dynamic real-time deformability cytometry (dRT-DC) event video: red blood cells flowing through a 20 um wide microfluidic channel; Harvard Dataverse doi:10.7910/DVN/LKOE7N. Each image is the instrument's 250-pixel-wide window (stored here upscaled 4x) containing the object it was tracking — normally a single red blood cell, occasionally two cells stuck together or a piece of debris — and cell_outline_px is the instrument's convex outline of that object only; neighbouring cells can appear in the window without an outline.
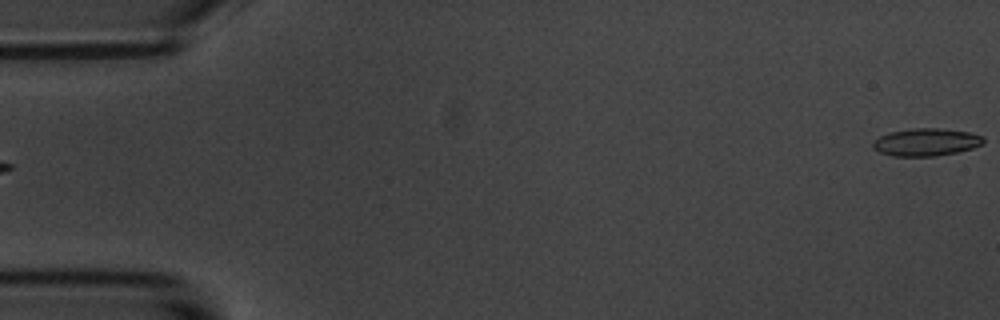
{"species": "common noctule bat (a hibernating species)", "species_latin": "Nyctalus noctula", "temperature_condition": "room temperature", "stored_images_in_passage": 4, "segment_of_instrument_passage": [2, 2], "camera_frame_rate_fps": 3000, "um_per_image_px": 0.085, "animal": {"sex": "male", "body_mass_g": 20.1, "forearm_length_mm": 53.5}, "frame": {"image": 1, "passage_image": 4, "time_ms": 4.667, "image_size_px": [1000, 320], "cell_outline_px": [[984, 144], [972, 148], [956, 152], [936, 156], [892, 156], [880, 152], [872, 148], [872, 144], [880, 136], [888, 132], [912, 128], [940, 128], [968, 132], [984, 136]], "centroid_in_image_um": [78.72, 12.08], "position_along_channel_um": 6.3, "area_um2": 17.8}}